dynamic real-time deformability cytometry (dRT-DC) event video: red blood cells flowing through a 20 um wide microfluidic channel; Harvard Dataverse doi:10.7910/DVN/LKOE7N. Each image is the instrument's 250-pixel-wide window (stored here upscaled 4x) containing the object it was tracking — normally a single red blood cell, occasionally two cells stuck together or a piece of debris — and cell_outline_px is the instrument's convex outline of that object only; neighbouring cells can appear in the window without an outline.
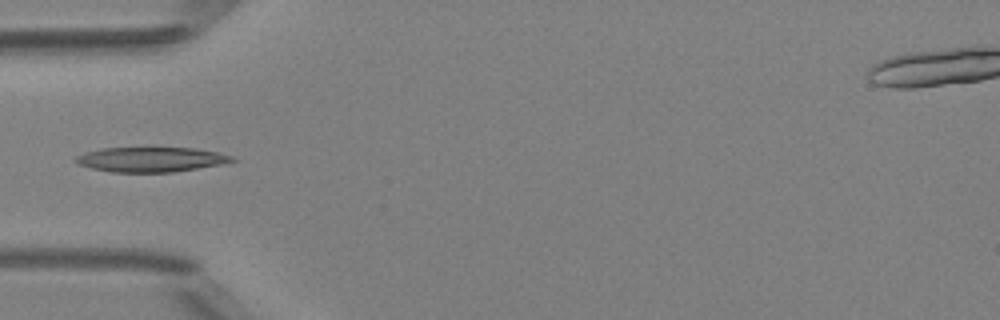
{"species": "Egyptian fruit bat (a non-hibernating species)", "species_latin": "Rousettus aegyptiacus", "temperature_condition": "room temperature", "stored_images_in_passage": 5, "camera_frame_rate_fps": 3000, "um_per_image_px": 0.085, "animal": {"sex": "female"}, "frame": {"image": 1, "passage_image": 4, "time_ms": 3.667, "image_size_px": [1000, 320], "cell_outline_px": [[236, 160], [220, 164], [172, 172], [112, 172], [92, 168], [76, 164], [72, 160], [76, 156], [84, 152], [100, 148], [196, 148], [216, 152], [232, 156]], "centroid_in_image_um": [12.74, 13.55], "position_along_channel_um": 72.3, "area_um2": 22.48}}
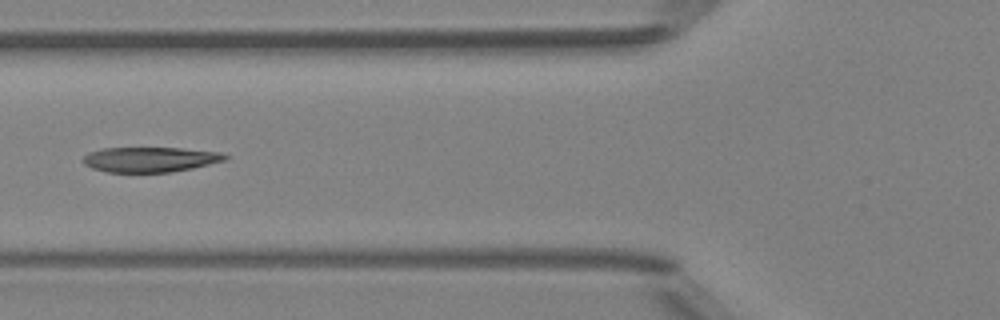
{"frame": {"image": 2, "passage_image": 5, "time_ms": 4.667, "image_size_px": [1000, 320], "cell_outline_px": [[228, 156], [224, 160], [192, 168], [172, 172], [108, 172], [92, 168], [84, 164], [84, 156], [88, 152], [104, 148], [180, 148], [220, 152]], "centroid_in_image_um": [12.73, 13.55], "position_along_channel_um": 113.1, "area_um2": 20.52}}